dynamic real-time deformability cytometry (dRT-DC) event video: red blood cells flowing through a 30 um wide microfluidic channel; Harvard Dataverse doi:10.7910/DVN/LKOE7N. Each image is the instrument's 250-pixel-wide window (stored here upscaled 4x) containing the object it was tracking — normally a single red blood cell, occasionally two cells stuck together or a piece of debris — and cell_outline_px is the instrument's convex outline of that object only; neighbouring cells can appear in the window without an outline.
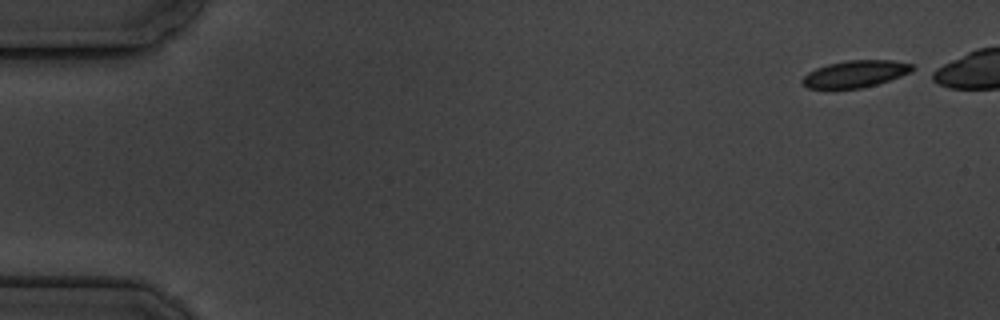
{"species": "common noctule bat (a hibernating species)", "species_latin": "Nyctalus noctula", "temperature_condition": "cold", "stored_images_in_passage": 5, "camera_frame_rate_fps": 3000, "um_per_image_px": 0.085, "animal": {"sex": "male", "body_mass_g": 19.5, "forearm_length_mm": 54.6}, "frame": {"image": 1, "passage_image": 1, "time_ms": 0.0, "image_size_px": [1000, 320], "cell_outline_px": [[916, 68], [900, 76], [876, 84], [860, 88], [808, 88], [800, 80], [808, 72], [816, 68], [828, 64], [848, 60], [892, 60], [912, 64]], "centroid_in_image_um": [72.69, 6.27], "position_along_channel_um": 12.3, "area_um2": 16.99}}